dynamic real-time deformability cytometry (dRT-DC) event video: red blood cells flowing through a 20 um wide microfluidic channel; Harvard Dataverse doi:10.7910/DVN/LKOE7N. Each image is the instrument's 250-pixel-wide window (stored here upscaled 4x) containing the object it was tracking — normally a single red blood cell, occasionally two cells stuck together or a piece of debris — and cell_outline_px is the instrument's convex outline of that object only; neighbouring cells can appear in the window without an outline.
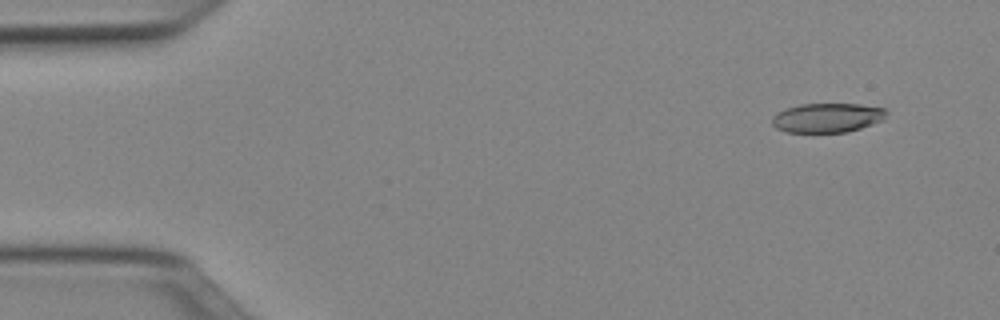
{"species": "Egyptian fruit bat (a non-hibernating species)", "species_latin": "Rousettus aegyptiacus", "temperature_condition": "cold", "stored_images_in_passage": 48, "camera_frame_rate_fps": 3000, "um_per_image_px": 0.085, "animal": {"sex": "female"}, "frame": {"image": 1, "passage_image": 1, "time_ms": 0.0, "image_size_px": [1000, 320], "cell_outline_px": [[888, 112], [884, 120], [848, 132], [788, 132], [776, 128], [772, 124], [772, 116], [784, 108], [800, 104], [860, 104], [884, 108]], "centroid_in_image_um": [70.32, 10.0], "position_along_channel_um": 14.7, "area_um2": 19.65}}
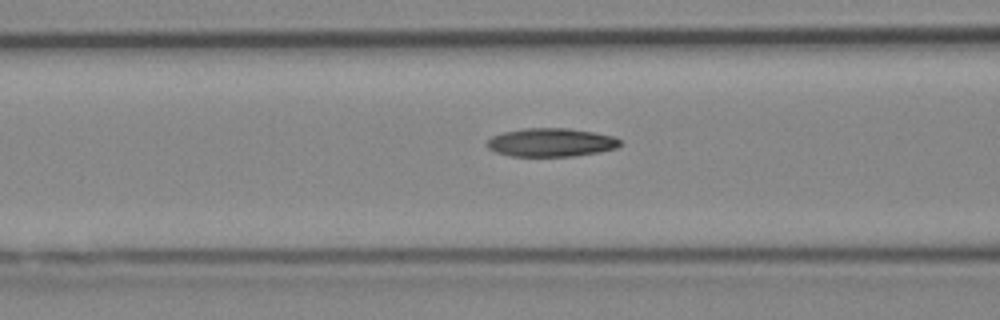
{"frame": {"image": 2, "passage_image": 17, "time_ms": 5.333, "image_size_px": [1000, 320], "cell_outline_px": [[620, 144], [616, 148], [600, 152], [572, 156], [508, 156], [496, 152], [488, 148], [484, 144], [492, 136], [504, 132], [524, 128], [568, 128], [592, 132], [612, 136], [620, 140]], "centroid_in_image_um": [46.79, 12.11], "position_along_channel_um": 119.8, "area_um2": 22.02}}
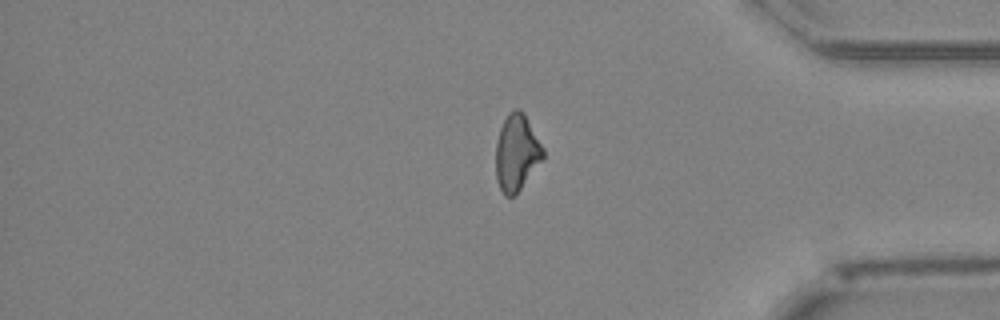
{"frame": {"image": 3, "passage_image": 39, "time_ms": 12.667, "image_size_px": [1000, 320], "cell_outline_px": [[544, 156], [520, 188], [512, 196], [504, 196], [496, 180], [496, 144], [500, 128], [508, 112], [516, 108], [520, 108], [524, 112], [544, 148]], "centroid_in_image_um": [43.9, 12.92], "position_along_channel_um": 391.3, "area_um2": 20.81}, "authors_computed_cell_mechanics": {"area_um2": 21.4727, "velocity_mm_per_s": 3.9997, "shape_relaxation_time_tau1_ms": 11.1176, "shape_relaxation_time_tau2_ms": 6.5896, "deformation_change_tau1": 0.2414, "deformation_change_tau2": 0.156}}